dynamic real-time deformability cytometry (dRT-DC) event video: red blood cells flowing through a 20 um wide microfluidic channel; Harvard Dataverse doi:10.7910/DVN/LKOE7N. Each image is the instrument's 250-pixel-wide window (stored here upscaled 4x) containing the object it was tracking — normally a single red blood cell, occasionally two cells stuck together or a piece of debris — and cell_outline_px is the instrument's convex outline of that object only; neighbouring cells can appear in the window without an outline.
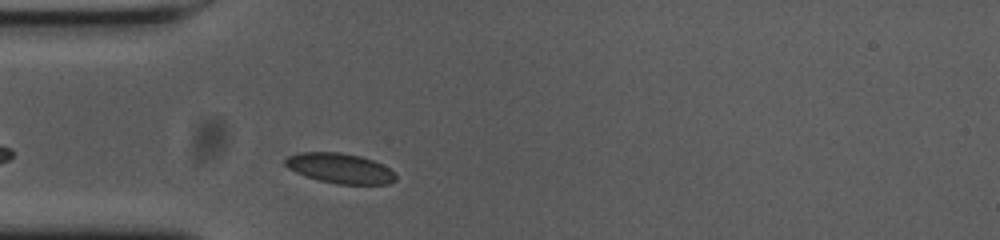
{"species": "common noctule bat (a hibernating species)", "species_latin": "Nyctalus noctula", "temperature_condition": "cold", "stored_images_in_passage": 30, "camera_frame_rate_fps": 3000, "um_per_image_px": 0.085, "animal": {"sex": "female", "body_mass_g": 23.0, "forearm_length_mm": 53.4}, "frame": {"image": 1, "passage_image": 3, "time_ms": 0.667, "image_size_px": [1000, 240], "cell_outline_px": [[396, 180], [388, 184], [336, 184], [304, 176], [288, 168], [284, 164], [284, 160], [288, 156], [300, 152], [340, 152], [360, 156], [372, 160], [388, 168], [396, 176]], "centroid_in_image_um": [28.86, 14.3], "position_along_channel_um": 56.1, "area_um2": 19.25}}
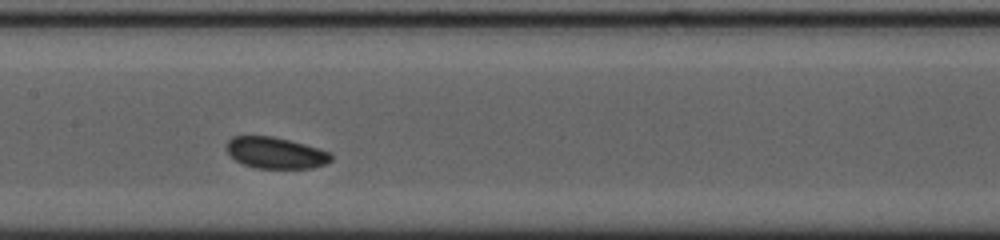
{"frame": {"image": 2, "passage_image": 14, "time_ms": 4.333, "image_size_px": [1000, 240], "cell_outline_px": [[332, 160], [324, 164], [312, 168], [256, 168], [244, 164], [236, 160], [224, 148], [228, 140], [232, 136], [272, 136], [304, 144], [328, 152], [332, 156]], "centroid_in_image_um": [23.38, 12.99], "position_along_channel_um": 184.0, "area_um2": 18.9}}
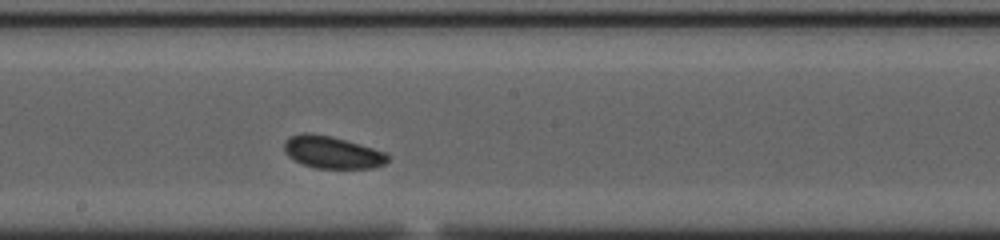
{"frame": {"image": 3, "passage_image": 17, "time_ms": 5.333, "image_size_px": [1000, 240], "cell_outline_px": [[388, 160], [384, 164], [372, 168], [316, 168], [304, 164], [288, 156], [284, 152], [284, 140], [292, 136], [304, 132], [308, 132], [332, 136], [372, 148], [384, 152], [388, 156]], "centroid_in_image_um": [28.2, 12.94], "position_along_channel_um": 220.0, "area_um2": 19.25}, "authors_computed_cell_mechanics": {"area_um2": 18.9584, "velocity_mm_per_s": 3.6267, "shape_relaxation_time_tau1_ms": 0.923, "shape_relaxation_time_tau2_ms": null, "deformation_change_tau1": 0.0376, "deformation_change_tau2": null}}